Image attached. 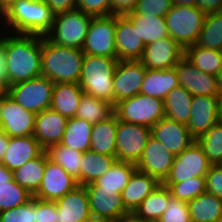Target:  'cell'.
<instances>
[{
	"mask_svg": "<svg viewBox=\"0 0 222 222\" xmlns=\"http://www.w3.org/2000/svg\"><path fill=\"white\" fill-rule=\"evenodd\" d=\"M0 34L4 47L7 87L42 76V36L30 34Z\"/></svg>",
	"mask_w": 222,
	"mask_h": 222,
	"instance_id": "cell-1",
	"label": "cell"
},
{
	"mask_svg": "<svg viewBox=\"0 0 222 222\" xmlns=\"http://www.w3.org/2000/svg\"><path fill=\"white\" fill-rule=\"evenodd\" d=\"M84 56L82 49L59 46L42 36V76L54 83H79Z\"/></svg>",
	"mask_w": 222,
	"mask_h": 222,
	"instance_id": "cell-2",
	"label": "cell"
},
{
	"mask_svg": "<svg viewBox=\"0 0 222 222\" xmlns=\"http://www.w3.org/2000/svg\"><path fill=\"white\" fill-rule=\"evenodd\" d=\"M54 15L44 1L18 0L2 18V29H6L3 32L46 36L52 29Z\"/></svg>",
	"mask_w": 222,
	"mask_h": 222,
	"instance_id": "cell-3",
	"label": "cell"
},
{
	"mask_svg": "<svg viewBox=\"0 0 222 222\" xmlns=\"http://www.w3.org/2000/svg\"><path fill=\"white\" fill-rule=\"evenodd\" d=\"M117 63V58L85 54L78 83L84 93L114 106L113 76Z\"/></svg>",
	"mask_w": 222,
	"mask_h": 222,
	"instance_id": "cell-4",
	"label": "cell"
},
{
	"mask_svg": "<svg viewBox=\"0 0 222 222\" xmlns=\"http://www.w3.org/2000/svg\"><path fill=\"white\" fill-rule=\"evenodd\" d=\"M92 17L77 8L55 14L46 37L59 46L82 49Z\"/></svg>",
	"mask_w": 222,
	"mask_h": 222,
	"instance_id": "cell-5",
	"label": "cell"
},
{
	"mask_svg": "<svg viewBox=\"0 0 222 222\" xmlns=\"http://www.w3.org/2000/svg\"><path fill=\"white\" fill-rule=\"evenodd\" d=\"M206 14L197 7L174 5L165 16L169 36L183 49L194 45Z\"/></svg>",
	"mask_w": 222,
	"mask_h": 222,
	"instance_id": "cell-6",
	"label": "cell"
},
{
	"mask_svg": "<svg viewBox=\"0 0 222 222\" xmlns=\"http://www.w3.org/2000/svg\"><path fill=\"white\" fill-rule=\"evenodd\" d=\"M118 120L152 128L165 116L164 100L141 93L114 106Z\"/></svg>",
	"mask_w": 222,
	"mask_h": 222,
	"instance_id": "cell-7",
	"label": "cell"
},
{
	"mask_svg": "<svg viewBox=\"0 0 222 222\" xmlns=\"http://www.w3.org/2000/svg\"><path fill=\"white\" fill-rule=\"evenodd\" d=\"M54 82L40 76L14 85L6 89V93L25 110L40 113L51 107Z\"/></svg>",
	"mask_w": 222,
	"mask_h": 222,
	"instance_id": "cell-8",
	"label": "cell"
},
{
	"mask_svg": "<svg viewBox=\"0 0 222 222\" xmlns=\"http://www.w3.org/2000/svg\"><path fill=\"white\" fill-rule=\"evenodd\" d=\"M150 137L151 128L118 120L116 131L117 161L137 165Z\"/></svg>",
	"mask_w": 222,
	"mask_h": 222,
	"instance_id": "cell-9",
	"label": "cell"
},
{
	"mask_svg": "<svg viewBox=\"0 0 222 222\" xmlns=\"http://www.w3.org/2000/svg\"><path fill=\"white\" fill-rule=\"evenodd\" d=\"M115 27L116 15L92 17L82 47L84 54L117 58Z\"/></svg>",
	"mask_w": 222,
	"mask_h": 222,
	"instance_id": "cell-10",
	"label": "cell"
},
{
	"mask_svg": "<svg viewBox=\"0 0 222 222\" xmlns=\"http://www.w3.org/2000/svg\"><path fill=\"white\" fill-rule=\"evenodd\" d=\"M211 165L202 147L194 141L174 157L170 173L163 183H178L193 177H206Z\"/></svg>",
	"mask_w": 222,
	"mask_h": 222,
	"instance_id": "cell-11",
	"label": "cell"
},
{
	"mask_svg": "<svg viewBox=\"0 0 222 222\" xmlns=\"http://www.w3.org/2000/svg\"><path fill=\"white\" fill-rule=\"evenodd\" d=\"M36 113L25 110L6 92L0 95V129L9 137L33 135Z\"/></svg>",
	"mask_w": 222,
	"mask_h": 222,
	"instance_id": "cell-12",
	"label": "cell"
},
{
	"mask_svg": "<svg viewBox=\"0 0 222 222\" xmlns=\"http://www.w3.org/2000/svg\"><path fill=\"white\" fill-rule=\"evenodd\" d=\"M179 85L192 95L217 97L220 93L218 76L207 74L196 68L183 56L174 67Z\"/></svg>",
	"mask_w": 222,
	"mask_h": 222,
	"instance_id": "cell-13",
	"label": "cell"
},
{
	"mask_svg": "<svg viewBox=\"0 0 222 222\" xmlns=\"http://www.w3.org/2000/svg\"><path fill=\"white\" fill-rule=\"evenodd\" d=\"M146 70L140 61H118L113 76L114 106L140 93Z\"/></svg>",
	"mask_w": 222,
	"mask_h": 222,
	"instance_id": "cell-14",
	"label": "cell"
},
{
	"mask_svg": "<svg viewBox=\"0 0 222 222\" xmlns=\"http://www.w3.org/2000/svg\"><path fill=\"white\" fill-rule=\"evenodd\" d=\"M183 56L184 49L167 36L145 45L139 61L146 69L165 70L174 68Z\"/></svg>",
	"mask_w": 222,
	"mask_h": 222,
	"instance_id": "cell-15",
	"label": "cell"
},
{
	"mask_svg": "<svg viewBox=\"0 0 222 222\" xmlns=\"http://www.w3.org/2000/svg\"><path fill=\"white\" fill-rule=\"evenodd\" d=\"M174 157L164 144L151 136L136 169L156 178L162 184L170 173Z\"/></svg>",
	"mask_w": 222,
	"mask_h": 222,
	"instance_id": "cell-16",
	"label": "cell"
},
{
	"mask_svg": "<svg viewBox=\"0 0 222 222\" xmlns=\"http://www.w3.org/2000/svg\"><path fill=\"white\" fill-rule=\"evenodd\" d=\"M76 186L78 183L71 175L60 165L47 159L43 179L34 197L46 201H57Z\"/></svg>",
	"mask_w": 222,
	"mask_h": 222,
	"instance_id": "cell-17",
	"label": "cell"
},
{
	"mask_svg": "<svg viewBox=\"0 0 222 222\" xmlns=\"http://www.w3.org/2000/svg\"><path fill=\"white\" fill-rule=\"evenodd\" d=\"M115 47L118 61H139L145 44L126 15H116Z\"/></svg>",
	"mask_w": 222,
	"mask_h": 222,
	"instance_id": "cell-18",
	"label": "cell"
},
{
	"mask_svg": "<svg viewBox=\"0 0 222 222\" xmlns=\"http://www.w3.org/2000/svg\"><path fill=\"white\" fill-rule=\"evenodd\" d=\"M151 136L164 144L175 156L196 141L190 134L187 125L165 116L151 128Z\"/></svg>",
	"mask_w": 222,
	"mask_h": 222,
	"instance_id": "cell-19",
	"label": "cell"
},
{
	"mask_svg": "<svg viewBox=\"0 0 222 222\" xmlns=\"http://www.w3.org/2000/svg\"><path fill=\"white\" fill-rule=\"evenodd\" d=\"M66 122L67 118L59 112L46 109L36 114L33 136L46 151L49 147L60 144Z\"/></svg>",
	"mask_w": 222,
	"mask_h": 222,
	"instance_id": "cell-20",
	"label": "cell"
},
{
	"mask_svg": "<svg viewBox=\"0 0 222 222\" xmlns=\"http://www.w3.org/2000/svg\"><path fill=\"white\" fill-rule=\"evenodd\" d=\"M217 123V97L193 95L187 127L197 140Z\"/></svg>",
	"mask_w": 222,
	"mask_h": 222,
	"instance_id": "cell-21",
	"label": "cell"
},
{
	"mask_svg": "<svg viewBox=\"0 0 222 222\" xmlns=\"http://www.w3.org/2000/svg\"><path fill=\"white\" fill-rule=\"evenodd\" d=\"M91 215L106 222H115L130 214L124 207L121 194L107 190H86Z\"/></svg>",
	"mask_w": 222,
	"mask_h": 222,
	"instance_id": "cell-22",
	"label": "cell"
},
{
	"mask_svg": "<svg viewBox=\"0 0 222 222\" xmlns=\"http://www.w3.org/2000/svg\"><path fill=\"white\" fill-rule=\"evenodd\" d=\"M55 203L57 222H80L91 216L88 194L83 185L76 186Z\"/></svg>",
	"mask_w": 222,
	"mask_h": 222,
	"instance_id": "cell-23",
	"label": "cell"
},
{
	"mask_svg": "<svg viewBox=\"0 0 222 222\" xmlns=\"http://www.w3.org/2000/svg\"><path fill=\"white\" fill-rule=\"evenodd\" d=\"M44 151L33 135L9 137L7 149L0 163L10 171H14L27 161L40 156Z\"/></svg>",
	"mask_w": 222,
	"mask_h": 222,
	"instance_id": "cell-24",
	"label": "cell"
},
{
	"mask_svg": "<svg viewBox=\"0 0 222 222\" xmlns=\"http://www.w3.org/2000/svg\"><path fill=\"white\" fill-rule=\"evenodd\" d=\"M160 184L156 178L136 169L121 192L125 209L130 214H133L141 202L157 189Z\"/></svg>",
	"mask_w": 222,
	"mask_h": 222,
	"instance_id": "cell-25",
	"label": "cell"
},
{
	"mask_svg": "<svg viewBox=\"0 0 222 222\" xmlns=\"http://www.w3.org/2000/svg\"><path fill=\"white\" fill-rule=\"evenodd\" d=\"M179 86L175 68L165 70L147 69L140 93L164 100L166 95Z\"/></svg>",
	"mask_w": 222,
	"mask_h": 222,
	"instance_id": "cell-26",
	"label": "cell"
},
{
	"mask_svg": "<svg viewBox=\"0 0 222 222\" xmlns=\"http://www.w3.org/2000/svg\"><path fill=\"white\" fill-rule=\"evenodd\" d=\"M83 93L78 83H55L50 108L67 119L73 118L76 116Z\"/></svg>",
	"mask_w": 222,
	"mask_h": 222,
	"instance_id": "cell-27",
	"label": "cell"
},
{
	"mask_svg": "<svg viewBox=\"0 0 222 222\" xmlns=\"http://www.w3.org/2000/svg\"><path fill=\"white\" fill-rule=\"evenodd\" d=\"M136 165L129 162L116 161L114 165L95 182L85 185L86 190H107L121 194L130 180Z\"/></svg>",
	"mask_w": 222,
	"mask_h": 222,
	"instance_id": "cell-28",
	"label": "cell"
},
{
	"mask_svg": "<svg viewBox=\"0 0 222 222\" xmlns=\"http://www.w3.org/2000/svg\"><path fill=\"white\" fill-rule=\"evenodd\" d=\"M118 117L113 113L106 120L93 124L90 150L116 157V131Z\"/></svg>",
	"mask_w": 222,
	"mask_h": 222,
	"instance_id": "cell-29",
	"label": "cell"
},
{
	"mask_svg": "<svg viewBox=\"0 0 222 222\" xmlns=\"http://www.w3.org/2000/svg\"><path fill=\"white\" fill-rule=\"evenodd\" d=\"M47 159L48 155L44 151L40 156L27 161L13 171V180L34 196L43 179Z\"/></svg>",
	"mask_w": 222,
	"mask_h": 222,
	"instance_id": "cell-30",
	"label": "cell"
},
{
	"mask_svg": "<svg viewBox=\"0 0 222 222\" xmlns=\"http://www.w3.org/2000/svg\"><path fill=\"white\" fill-rule=\"evenodd\" d=\"M92 128L93 124L82 118H69L60 144L84 153L90 150Z\"/></svg>",
	"mask_w": 222,
	"mask_h": 222,
	"instance_id": "cell-31",
	"label": "cell"
},
{
	"mask_svg": "<svg viewBox=\"0 0 222 222\" xmlns=\"http://www.w3.org/2000/svg\"><path fill=\"white\" fill-rule=\"evenodd\" d=\"M117 161L115 156L99 154L88 150L82 154L80 161V185L95 182L104 175Z\"/></svg>",
	"mask_w": 222,
	"mask_h": 222,
	"instance_id": "cell-32",
	"label": "cell"
},
{
	"mask_svg": "<svg viewBox=\"0 0 222 222\" xmlns=\"http://www.w3.org/2000/svg\"><path fill=\"white\" fill-rule=\"evenodd\" d=\"M191 222H217L222 217V199L204 192L187 202Z\"/></svg>",
	"mask_w": 222,
	"mask_h": 222,
	"instance_id": "cell-33",
	"label": "cell"
},
{
	"mask_svg": "<svg viewBox=\"0 0 222 222\" xmlns=\"http://www.w3.org/2000/svg\"><path fill=\"white\" fill-rule=\"evenodd\" d=\"M126 16L138 30L139 37L145 45L169 36L165 17L136 14L134 11L127 13Z\"/></svg>",
	"mask_w": 222,
	"mask_h": 222,
	"instance_id": "cell-34",
	"label": "cell"
},
{
	"mask_svg": "<svg viewBox=\"0 0 222 222\" xmlns=\"http://www.w3.org/2000/svg\"><path fill=\"white\" fill-rule=\"evenodd\" d=\"M170 196L169 188L160 184L141 202L133 214L143 222H156L166 211Z\"/></svg>",
	"mask_w": 222,
	"mask_h": 222,
	"instance_id": "cell-35",
	"label": "cell"
},
{
	"mask_svg": "<svg viewBox=\"0 0 222 222\" xmlns=\"http://www.w3.org/2000/svg\"><path fill=\"white\" fill-rule=\"evenodd\" d=\"M193 95L182 86L175 87L164 99L165 117L187 125L191 114Z\"/></svg>",
	"mask_w": 222,
	"mask_h": 222,
	"instance_id": "cell-36",
	"label": "cell"
},
{
	"mask_svg": "<svg viewBox=\"0 0 222 222\" xmlns=\"http://www.w3.org/2000/svg\"><path fill=\"white\" fill-rule=\"evenodd\" d=\"M184 56L204 73L219 76L222 71V52L196 44L184 49Z\"/></svg>",
	"mask_w": 222,
	"mask_h": 222,
	"instance_id": "cell-37",
	"label": "cell"
},
{
	"mask_svg": "<svg viewBox=\"0 0 222 222\" xmlns=\"http://www.w3.org/2000/svg\"><path fill=\"white\" fill-rule=\"evenodd\" d=\"M114 113V106L105 100L83 93L77 108L76 117L91 124L106 120Z\"/></svg>",
	"mask_w": 222,
	"mask_h": 222,
	"instance_id": "cell-38",
	"label": "cell"
},
{
	"mask_svg": "<svg viewBox=\"0 0 222 222\" xmlns=\"http://www.w3.org/2000/svg\"><path fill=\"white\" fill-rule=\"evenodd\" d=\"M46 153L48 159L60 165L80 185V161L83 153L61 144L49 147Z\"/></svg>",
	"mask_w": 222,
	"mask_h": 222,
	"instance_id": "cell-39",
	"label": "cell"
},
{
	"mask_svg": "<svg viewBox=\"0 0 222 222\" xmlns=\"http://www.w3.org/2000/svg\"><path fill=\"white\" fill-rule=\"evenodd\" d=\"M195 44L222 52V12L206 14Z\"/></svg>",
	"mask_w": 222,
	"mask_h": 222,
	"instance_id": "cell-40",
	"label": "cell"
},
{
	"mask_svg": "<svg viewBox=\"0 0 222 222\" xmlns=\"http://www.w3.org/2000/svg\"><path fill=\"white\" fill-rule=\"evenodd\" d=\"M196 141L212 165L222 164V124L216 123Z\"/></svg>",
	"mask_w": 222,
	"mask_h": 222,
	"instance_id": "cell-41",
	"label": "cell"
},
{
	"mask_svg": "<svg viewBox=\"0 0 222 222\" xmlns=\"http://www.w3.org/2000/svg\"><path fill=\"white\" fill-rule=\"evenodd\" d=\"M162 184L169 188L173 197L185 202L206 192V177H193L184 182Z\"/></svg>",
	"mask_w": 222,
	"mask_h": 222,
	"instance_id": "cell-42",
	"label": "cell"
},
{
	"mask_svg": "<svg viewBox=\"0 0 222 222\" xmlns=\"http://www.w3.org/2000/svg\"><path fill=\"white\" fill-rule=\"evenodd\" d=\"M32 197L26 189L12 180L9 185L0 188V212L21 206Z\"/></svg>",
	"mask_w": 222,
	"mask_h": 222,
	"instance_id": "cell-43",
	"label": "cell"
},
{
	"mask_svg": "<svg viewBox=\"0 0 222 222\" xmlns=\"http://www.w3.org/2000/svg\"><path fill=\"white\" fill-rule=\"evenodd\" d=\"M0 222H36V197L21 206L0 212Z\"/></svg>",
	"mask_w": 222,
	"mask_h": 222,
	"instance_id": "cell-44",
	"label": "cell"
},
{
	"mask_svg": "<svg viewBox=\"0 0 222 222\" xmlns=\"http://www.w3.org/2000/svg\"><path fill=\"white\" fill-rule=\"evenodd\" d=\"M158 222H191L187 202L172 195L169 197L166 211Z\"/></svg>",
	"mask_w": 222,
	"mask_h": 222,
	"instance_id": "cell-45",
	"label": "cell"
},
{
	"mask_svg": "<svg viewBox=\"0 0 222 222\" xmlns=\"http://www.w3.org/2000/svg\"><path fill=\"white\" fill-rule=\"evenodd\" d=\"M172 0H138L134 12L136 14L165 17L172 8Z\"/></svg>",
	"mask_w": 222,
	"mask_h": 222,
	"instance_id": "cell-46",
	"label": "cell"
},
{
	"mask_svg": "<svg viewBox=\"0 0 222 222\" xmlns=\"http://www.w3.org/2000/svg\"><path fill=\"white\" fill-rule=\"evenodd\" d=\"M76 5L93 17L111 15V0H76Z\"/></svg>",
	"mask_w": 222,
	"mask_h": 222,
	"instance_id": "cell-47",
	"label": "cell"
},
{
	"mask_svg": "<svg viewBox=\"0 0 222 222\" xmlns=\"http://www.w3.org/2000/svg\"><path fill=\"white\" fill-rule=\"evenodd\" d=\"M206 192L222 199V164L210 166L206 174Z\"/></svg>",
	"mask_w": 222,
	"mask_h": 222,
	"instance_id": "cell-48",
	"label": "cell"
},
{
	"mask_svg": "<svg viewBox=\"0 0 222 222\" xmlns=\"http://www.w3.org/2000/svg\"><path fill=\"white\" fill-rule=\"evenodd\" d=\"M57 205L55 201L36 198V222H57Z\"/></svg>",
	"mask_w": 222,
	"mask_h": 222,
	"instance_id": "cell-49",
	"label": "cell"
},
{
	"mask_svg": "<svg viewBox=\"0 0 222 222\" xmlns=\"http://www.w3.org/2000/svg\"><path fill=\"white\" fill-rule=\"evenodd\" d=\"M138 0H111V15H126L134 11Z\"/></svg>",
	"mask_w": 222,
	"mask_h": 222,
	"instance_id": "cell-50",
	"label": "cell"
},
{
	"mask_svg": "<svg viewBox=\"0 0 222 222\" xmlns=\"http://www.w3.org/2000/svg\"><path fill=\"white\" fill-rule=\"evenodd\" d=\"M54 14L70 11L77 8L76 0H43Z\"/></svg>",
	"mask_w": 222,
	"mask_h": 222,
	"instance_id": "cell-51",
	"label": "cell"
},
{
	"mask_svg": "<svg viewBox=\"0 0 222 222\" xmlns=\"http://www.w3.org/2000/svg\"><path fill=\"white\" fill-rule=\"evenodd\" d=\"M196 7L205 14L222 12V0H196Z\"/></svg>",
	"mask_w": 222,
	"mask_h": 222,
	"instance_id": "cell-52",
	"label": "cell"
},
{
	"mask_svg": "<svg viewBox=\"0 0 222 222\" xmlns=\"http://www.w3.org/2000/svg\"><path fill=\"white\" fill-rule=\"evenodd\" d=\"M7 89V75L4 59V47L0 43V95L6 92Z\"/></svg>",
	"mask_w": 222,
	"mask_h": 222,
	"instance_id": "cell-53",
	"label": "cell"
},
{
	"mask_svg": "<svg viewBox=\"0 0 222 222\" xmlns=\"http://www.w3.org/2000/svg\"><path fill=\"white\" fill-rule=\"evenodd\" d=\"M13 180V171H10L5 165L0 163V188L9 185Z\"/></svg>",
	"mask_w": 222,
	"mask_h": 222,
	"instance_id": "cell-54",
	"label": "cell"
},
{
	"mask_svg": "<svg viewBox=\"0 0 222 222\" xmlns=\"http://www.w3.org/2000/svg\"><path fill=\"white\" fill-rule=\"evenodd\" d=\"M9 143V136L0 129V161L4 157V153Z\"/></svg>",
	"mask_w": 222,
	"mask_h": 222,
	"instance_id": "cell-55",
	"label": "cell"
},
{
	"mask_svg": "<svg viewBox=\"0 0 222 222\" xmlns=\"http://www.w3.org/2000/svg\"><path fill=\"white\" fill-rule=\"evenodd\" d=\"M217 123L222 124V91L217 96Z\"/></svg>",
	"mask_w": 222,
	"mask_h": 222,
	"instance_id": "cell-56",
	"label": "cell"
},
{
	"mask_svg": "<svg viewBox=\"0 0 222 222\" xmlns=\"http://www.w3.org/2000/svg\"><path fill=\"white\" fill-rule=\"evenodd\" d=\"M18 0H2V18L6 11L9 10Z\"/></svg>",
	"mask_w": 222,
	"mask_h": 222,
	"instance_id": "cell-57",
	"label": "cell"
},
{
	"mask_svg": "<svg viewBox=\"0 0 222 222\" xmlns=\"http://www.w3.org/2000/svg\"><path fill=\"white\" fill-rule=\"evenodd\" d=\"M174 5L196 7V0H172Z\"/></svg>",
	"mask_w": 222,
	"mask_h": 222,
	"instance_id": "cell-58",
	"label": "cell"
},
{
	"mask_svg": "<svg viewBox=\"0 0 222 222\" xmlns=\"http://www.w3.org/2000/svg\"><path fill=\"white\" fill-rule=\"evenodd\" d=\"M115 222H143L141 219H138L134 214H128L121 217Z\"/></svg>",
	"mask_w": 222,
	"mask_h": 222,
	"instance_id": "cell-59",
	"label": "cell"
},
{
	"mask_svg": "<svg viewBox=\"0 0 222 222\" xmlns=\"http://www.w3.org/2000/svg\"><path fill=\"white\" fill-rule=\"evenodd\" d=\"M80 222H106V221L102 218L94 217L91 215L90 217L83 219Z\"/></svg>",
	"mask_w": 222,
	"mask_h": 222,
	"instance_id": "cell-60",
	"label": "cell"
},
{
	"mask_svg": "<svg viewBox=\"0 0 222 222\" xmlns=\"http://www.w3.org/2000/svg\"><path fill=\"white\" fill-rule=\"evenodd\" d=\"M218 80H219V88H220V91H222V71H221V73H220L219 76H218Z\"/></svg>",
	"mask_w": 222,
	"mask_h": 222,
	"instance_id": "cell-61",
	"label": "cell"
},
{
	"mask_svg": "<svg viewBox=\"0 0 222 222\" xmlns=\"http://www.w3.org/2000/svg\"><path fill=\"white\" fill-rule=\"evenodd\" d=\"M2 20V0H0V22Z\"/></svg>",
	"mask_w": 222,
	"mask_h": 222,
	"instance_id": "cell-62",
	"label": "cell"
}]
</instances>
